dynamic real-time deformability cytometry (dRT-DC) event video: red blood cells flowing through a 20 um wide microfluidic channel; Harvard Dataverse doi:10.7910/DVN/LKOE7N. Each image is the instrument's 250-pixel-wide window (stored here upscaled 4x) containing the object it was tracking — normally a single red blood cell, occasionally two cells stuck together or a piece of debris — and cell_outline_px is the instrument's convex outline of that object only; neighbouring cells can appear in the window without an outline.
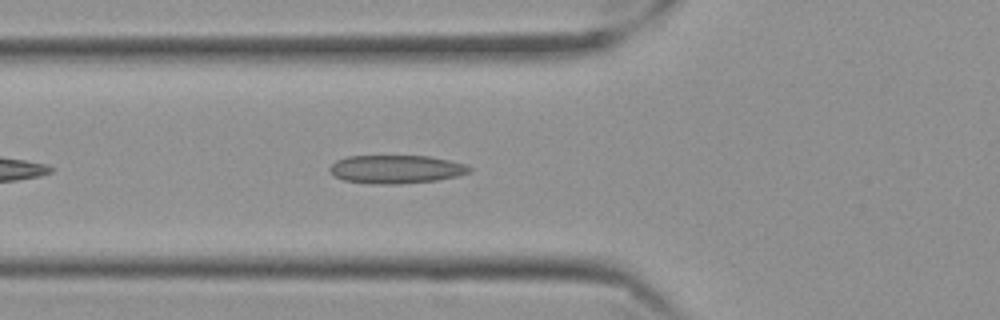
{"species": "Egyptian fruit bat (a non-hibernating species)", "species_latin": "Rousettus aegyptiacus", "temperature_condition": "cold", "stored_images_in_passage": 42, "camera_frame_rate_fps": 3000, "um_per_image_px": 0.085, "frame": {"image": 1, "passage_image": 6, "time_ms": 1.667, "image_size_px": [1000, 320], "cell_outline_px": [[472, 168], [468, 172], [456, 176], [436, 180], [400, 184], [372, 184], [344, 180], [336, 176], [328, 168], [336, 160], [348, 156], [428, 156], [448, 160], [464, 164]], "centroid_in_image_um": [33.64, 14.38], "position_along_channel_um": 92.2, "area_um2": 22.83}}
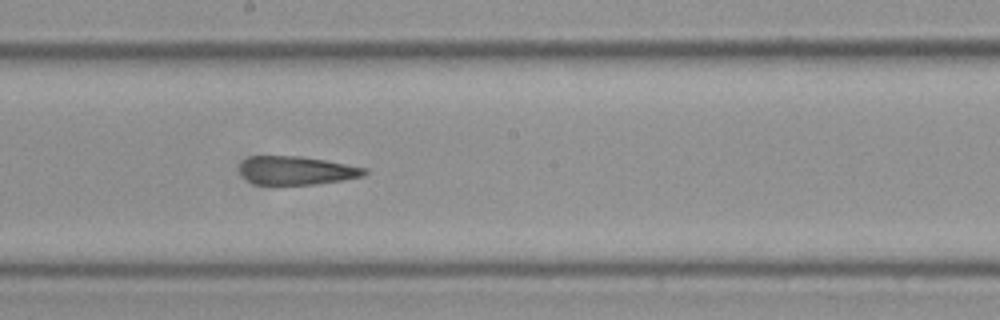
{"frame": {"image": 2, "passage_image": 17, "time_ms": 5.333, "image_size_px": [1000, 320], "cell_outline_px": [[368, 172], [364, 176], [316, 184], [256, 184], [248, 180], [240, 172], [240, 164], [244, 160], [252, 156], [300, 156], [324, 160], [368, 168]], "centroid_in_image_um": [25.23, 14.48], "position_along_channel_um": 223.0, "area_um2": 20.46}}
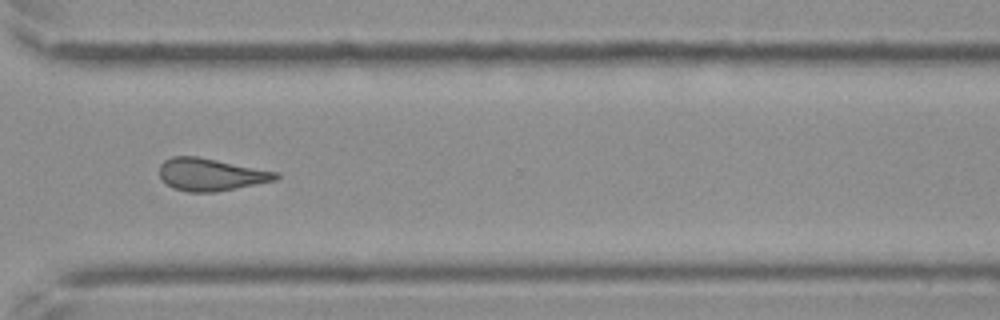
{"frame": {"image": 3, "passage_image": 28, "time_ms": 9.0, "image_size_px": [1000, 320], "cell_outline_px": [[280, 176], [276, 180], [256, 184], [212, 192], [188, 192], [172, 188], [160, 176], [160, 164], [164, 160], [172, 156], [196, 156], [276, 172]], "centroid_in_image_um": [17.87, 14.83], "position_along_channel_um": 352.7, "area_um2": 21.56}, "authors_computed_cell_mechanics": {"area_um2": 21.8195, "velocity_mm_per_s": 3.5388, "shape_relaxation_time_tau1_ms": null, "shape_relaxation_time_tau2_ms": 5.7079, "deformation_change_tau1": null, "deformation_change_tau2": 0.1584}}